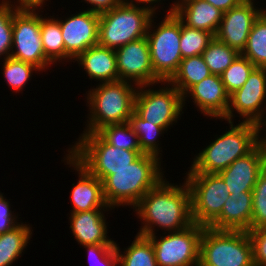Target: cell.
Returning <instances> with one entry per match:
<instances>
[{"label":"cell","instance_id":"obj_1","mask_svg":"<svg viewBox=\"0 0 266 266\" xmlns=\"http://www.w3.org/2000/svg\"><path fill=\"white\" fill-rule=\"evenodd\" d=\"M133 209L143 224L137 234L146 237L157 234L158 228L164 233L176 232L193 224L191 193L185 180L176 185L163 178Z\"/></svg>","mask_w":266,"mask_h":266},{"label":"cell","instance_id":"obj_2","mask_svg":"<svg viewBox=\"0 0 266 266\" xmlns=\"http://www.w3.org/2000/svg\"><path fill=\"white\" fill-rule=\"evenodd\" d=\"M161 158L143 153L126 168L113 171L103 182V195L107 205L134 208L140 199L163 178Z\"/></svg>","mask_w":266,"mask_h":266},{"label":"cell","instance_id":"obj_3","mask_svg":"<svg viewBox=\"0 0 266 266\" xmlns=\"http://www.w3.org/2000/svg\"><path fill=\"white\" fill-rule=\"evenodd\" d=\"M239 122H228L229 130L197 153L187 173H219L250 153L259 144L258 125Z\"/></svg>","mask_w":266,"mask_h":266},{"label":"cell","instance_id":"obj_4","mask_svg":"<svg viewBox=\"0 0 266 266\" xmlns=\"http://www.w3.org/2000/svg\"><path fill=\"white\" fill-rule=\"evenodd\" d=\"M98 84L86 93L90 112L84 133H95L110 124L129 122L134 112L137 85L122 80Z\"/></svg>","mask_w":266,"mask_h":266},{"label":"cell","instance_id":"obj_5","mask_svg":"<svg viewBox=\"0 0 266 266\" xmlns=\"http://www.w3.org/2000/svg\"><path fill=\"white\" fill-rule=\"evenodd\" d=\"M67 152L102 182L113 174V171L128 167L143 154L141 150L114 147L97 132L81 133Z\"/></svg>","mask_w":266,"mask_h":266},{"label":"cell","instance_id":"obj_6","mask_svg":"<svg viewBox=\"0 0 266 266\" xmlns=\"http://www.w3.org/2000/svg\"><path fill=\"white\" fill-rule=\"evenodd\" d=\"M170 7L158 25L154 22V17H157L153 15L146 34L153 71L161 81H169L183 59L180 50L181 19L172 10V4Z\"/></svg>","mask_w":266,"mask_h":266},{"label":"cell","instance_id":"obj_7","mask_svg":"<svg viewBox=\"0 0 266 266\" xmlns=\"http://www.w3.org/2000/svg\"><path fill=\"white\" fill-rule=\"evenodd\" d=\"M198 266H254L248 232L204 227Z\"/></svg>","mask_w":266,"mask_h":266},{"label":"cell","instance_id":"obj_8","mask_svg":"<svg viewBox=\"0 0 266 266\" xmlns=\"http://www.w3.org/2000/svg\"><path fill=\"white\" fill-rule=\"evenodd\" d=\"M152 17L146 9L121 2L99 15L98 45L115 50L146 37Z\"/></svg>","mask_w":266,"mask_h":266},{"label":"cell","instance_id":"obj_9","mask_svg":"<svg viewBox=\"0 0 266 266\" xmlns=\"http://www.w3.org/2000/svg\"><path fill=\"white\" fill-rule=\"evenodd\" d=\"M162 87H150V84L138 86L135 100L134 111L143 119L151 124L167 129L183 113V95L169 81H161ZM164 85V87H163ZM151 88V89H150ZM157 89V90H156ZM182 112V113H181Z\"/></svg>","mask_w":266,"mask_h":266},{"label":"cell","instance_id":"obj_10","mask_svg":"<svg viewBox=\"0 0 266 266\" xmlns=\"http://www.w3.org/2000/svg\"><path fill=\"white\" fill-rule=\"evenodd\" d=\"M41 9L20 7L14 13L10 57L33 64L45 72L52 63L45 57L41 41Z\"/></svg>","mask_w":266,"mask_h":266},{"label":"cell","instance_id":"obj_11","mask_svg":"<svg viewBox=\"0 0 266 266\" xmlns=\"http://www.w3.org/2000/svg\"><path fill=\"white\" fill-rule=\"evenodd\" d=\"M191 193V213L195 224L208 227L220 214L230 193L218 173H185Z\"/></svg>","mask_w":266,"mask_h":266},{"label":"cell","instance_id":"obj_12","mask_svg":"<svg viewBox=\"0 0 266 266\" xmlns=\"http://www.w3.org/2000/svg\"><path fill=\"white\" fill-rule=\"evenodd\" d=\"M205 226L193 223L164 236H147L155 252L157 266H198L200 240Z\"/></svg>","mask_w":266,"mask_h":266},{"label":"cell","instance_id":"obj_13","mask_svg":"<svg viewBox=\"0 0 266 266\" xmlns=\"http://www.w3.org/2000/svg\"><path fill=\"white\" fill-rule=\"evenodd\" d=\"M234 110L243 119L242 122L258 125L262 121L266 113L265 67H255L244 85L229 95L227 114L222 121L233 122Z\"/></svg>","mask_w":266,"mask_h":266},{"label":"cell","instance_id":"obj_14","mask_svg":"<svg viewBox=\"0 0 266 266\" xmlns=\"http://www.w3.org/2000/svg\"><path fill=\"white\" fill-rule=\"evenodd\" d=\"M119 80L137 86L155 85L161 80L154 74L146 37L115 49Z\"/></svg>","mask_w":266,"mask_h":266},{"label":"cell","instance_id":"obj_15","mask_svg":"<svg viewBox=\"0 0 266 266\" xmlns=\"http://www.w3.org/2000/svg\"><path fill=\"white\" fill-rule=\"evenodd\" d=\"M56 19L60 23L65 45L64 62H74L88 48L98 45L99 14L82 9L64 20Z\"/></svg>","mask_w":266,"mask_h":266},{"label":"cell","instance_id":"obj_16","mask_svg":"<svg viewBox=\"0 0 266 266\" xmlns=\"http://www.w3.org/2000/svg\"><path fill=\"white\" fill-rule=\"evenodd\" d=\"M255 0H245L223 13L215 38L239 53L245 49L254 22L264 12Z\"/></svg>","mask_w":266,"mask_h":266},{"label":"cell","instance_id":"obj_17","mask_svg":"<svg viewBox=\"0 0 266 266\" xmlns=\"http://www.w3.org/2000/svg\"><path fill=\"white\" fill-rule=\"evenodd\" d=\"M65 156L63 158V161L66 162L65 165L73 167L72 169L78 174L77 184H72L74 187L70 192L71 204L73 205L70 213L93 209H112L105 201L102 181L92 175L69 152Z\"/></svg>","mask_w":266,"mask_h":266},{"label":"cell","instance_id":"obj_18","mask_svg":"<svg viewBox=\"0 0 266 266\" xmlns=\"http://www.w3.org/2000/svg\"><path fill=\"white\" fill-rule=\"evenodd\" d=\"M266 166V146L259 143L250 153L238 158L218 174L230 194L253 191L261 170Z\"/></svg>","mask_w":266,"mask_h":266},{"label":"cell","instance_id":"obj_19","mask_svg":"<svg viewBox=\"0 0 266 266\" xmlns=\"http://www.w3.org/2000/svg\"><path fill=\"white\" fill-rule=\"evenodd\" d=\"M203 116L223 119L229 106V94L226 92L220 75L211 74L193 85L183 95V106L190 97Z\"/></svg>","mask_w":266,"mask_h":266},{"label":"cell","instance_id":"obj_20","mask_svg":"<svg viewBox=\"0 0 266 266\" xmlns=\"http://www.w3.org/2000/svg\"><path fill=\"white\" fill-rule=\"evenodd\" d=\"M112 209H93L90 211L70 213L71 233L81 246L90 244H116L108 237L105 213Z\"/></svg>","mask_w":266,"mask_h":266},{"label":"cell","instance_id":"obj_21","mask_svg":"<svg viewBox=\"0 0 266 266\" xmlns=\"http://www.w3.org/2000/svg\"><path fill=\"white\" fill-rule=\"evenodd\" d=\"M253 207L252 191L230 194L221 214L208 226L215 230L249 231Z\"/></svg>","mask_w":266,"mask_h":266},{"label":"cell","instance_id":"obj_22","mask_svg":"<svg viewBox=\"0 0 266 266\" xmlns=\"http://www.w3.org/2000/svg\"><path fill=\"white\" fill-rule=\"evenodd\" d=\"M172 10L191 28L205 30L214 36L221 23L223 12L205 0H176Z\"/></svg>","mask_w":266,"mask_h":266},{"label":"cell","instance_id":"obj_23","mask_svg":"<svg viewBox=\"0 0 266 266\" xmlns=\"http://www.w3.org/2000/svg\"><path fill=\"white\" fill-rule=\"evenodd\" d=\"M88 74L89 79H96L99 83L115 82L119 80L116 54L114 49L92 46L81 53L74 62Z\"/></svg>","mask_w":266,"mask_h":266},{"label":"cell","instance_id":"obj_24","mask_svg":"<svg viewBox=\"0 0 266 266\" xmlns=\"http://www.w3.org/2000/svg\"><path fill=\"white\" fill-rule=\"evenodd\" d=\"M32 231L30 224L21 222L12 230L0 234V266H12L18 261L32 238Z\"/></svg>","mask_w":266,"mask_h":266},{"label":"cell","instance_id":"obj_25","mask_svg":"<svg viewBox=\"0 0 266 266\" xmlns=\"http://www.w3.org/2000/svg\"><path fill=\"white\" fill-rule=\"evenodd\" d=\"M202 55L183 58L169 82L184 95L193 85L211 75Z\"/></svg>","mask_w":266,"mask_h":266},{"label":"cell","instance_id":"obj_26","mask_svg":"<svg viewBox=\"0 0 266 266\" xmlns=\"http://www.w3.org/2000/svg\"><path fill=\"white\" fill-rule=\"evenodd\" d=\"M50 17L41 15L40 32L45 57L55 65L65 60V45L59 21L54 18V15Z\"/></svg>","mask_w":266,"mask_h":266},{"label":"cell","instance_id":"obj_27","mask_svg":"<svg viewBox=\"0 0 266 266\" xmlns=\"http://www.w3.org/2000/svg\"><path fill=\"white\" fill-rule=\"evenodd\" d=\"M116 244V250L120 260V266H157L155 252L151 240L143 235L137 234L131 245L120 251Z\"/></svg>","mask_w":266,"mask_h":266},{"label":"cell","instance_id":"obj_28","mask_svg":"<svg viewBox=\"0 0 266 266\" xmlns=\"http://www.w3.org/2000/svg\"><path fill=\"white\" fill-rule=\"evenodd\" d=\"M129 123L134 133L138 136L141 151L161 158L162 153L160 152L162 150H160L161 147L158 140L166 130L161 126L143 120L135 111L132 113Z\"/></svg>","mask_w":266,"mask_h":266},{"label":"cell","instance_id":"obj_29","mask_svg":"<svg viewBox=\"0 0 266 266\" xmlns=\"http://www.w3.org/2000/svg\"><path fill=\"white\" fill-rule=\"evenodd\" d=\"M256 67L266 68V13L254 22L245 49L241 53Z\"/></svg>","mask_w":266,"mask_h":266},{"label":"cell","instance_id":"obj_30","mask_svg":"<svg viewBox=\"0 0 266 266\" xmlns=\"http://www.w3.org/2000/svg\"><path fill=\"white\" fill-rule=\"evenodd\" d=\"M240 53L215 37L202 52L204 62L212 74L221 75Z\"/></svg>","mask_w":266,"mask_h":266},{"label":"cell","instance_id":"obj_31","mask_svg":"<svg viewBox=\"0 0 266 266\" xmlns=\"http://www.w3.org/2000/svg\"><path fill=\"white\" fill-rule=\"evenodd\" d=\"M3 70L2 74L4 75L6 83L9 85L11 90L16 93L21 92L25 85L28 84L30 78L32 79L33 72L41 70L34 66L33 64L26 63L20 60H16L12 57H8L2 61Z\"/></svg>","mask_w":266,"mask_h":266},{"label":"cell","instance_id":"obj_32","mask_svg":"<svg viewBox=\"0 0 266 266\" xmlns=\"http://www.w3.org/2000/svg\"><path fill=\"white\" fill-rule=\"evenodd\" d=\"M97 133L114 147L125 150H141L138 136L129 122L104 126Z\"/></svg>","mask_w":266,"mask_h":266},{"label":"cell","instance_id":"obj_33","mask_svg":"<svg viewBox=\"0 0 266 266\" xmlns=\"http://www.w3.org/2000/svg\"><path fill=\"white\" fill-rule=\"evenodd\" d=\"M214 37L212 33L191 28L181 21L180 50L182 58L202 55Z\"/></svg>","mask_w":266,"mask_h":266},{"label":"cell","instance_id":"obj_34","mask_svg":"<svg viewBox=\"0 0 266 266\" xmlns=\"http://www.w3.org/2000/svg\"><path fill=\"white\" fill-rule=\"evenodd\" d=\"M256 66L241 53L220 75L226 92L230 95L241 88Z\"/></svg>","mask_w":266,"mask_h":266},{"label":"cell","instance_id":"obj_35","mask_svg":"<svg viewBox=\"0 0 266 266\" xmlns=\"http://www.w3.org/2000/svg\"><path fill=\"white\" fill-rule=\"evenodd\" d=\"M19 8L6 2L0 5V58L2 60L11 55L13 15Z\"/></svg>","mask_w":266,"mask_h":266},{"label":"cell","instance_id":"obj_36","mask_svg":"<svg viewBox=\"0 0 266 266\" xmlns=\"http://www.w3.org/2000/svg\"><path fill=\"white\" fill-rule=\"evenodd\" d=\"M252 195L253 207L250 230L266 226V166L258 176Z\"/></svg>","mask_w":266,"mask_h":266},{"label":"cell","instance_id":"obj_37","mask_svg":"<svg viewBox=\"0 0 266 266\" xmlns=\"http://www.w3.org/2000/svg\"><path fill=\"white\" fill-rule=\"evenodd\" d=\"M89 257L90 266H120L116 244L84 245Z\"/></svg>","mask_w":266,"mask_h":266},{"label":"cell","instance_id":"obj_38","mask_svg":"<svg viewBox=\"0 0 266 266\" xmlns=\"http://www.w3.org/2000/svg\"><path fill=\"white\" fill-rule=\"evenodd\" d=\"M252 243L254 266H266V226L248 231Z\"/></svg>","mask_w":266,"mask_h":266},{"label":"cell","instance_id":"obj_39","mask_svg":"<svg viewBox=\"0 0 266 266\" xmlns=\"http://www.w3.org/2000/svg\"><path fill=\"white\" fill-rule=\"evenodd\" d=\"M3 195L0 192V234L10 231L20 224V222H17L19 221L17 219L19 217L18 214L16 215L14 211H11L10 201Z\"/></svg>","mask_w":266,"mask_h":266},{"label":"cell","instance_id":"obj_40","mask_svg":"<svg viewBox=\"0 0 266 266\" xmlns=\"http://www.w3.org/2000/svg\"><path fill=\"white\" fill-rule=\"evenodd\" d=\"M85 3L90 4L91 7L87 10L96 14H102L118 6L122 0H84Z\"/></svg>","mask_w":266,"mask_h":266},{"label":"cell","instance_id":"obj_41","mask_svg":"<svg viewBox=\"0 0 266 266\" xmlns=\"http://www.w3.org/2000/svg\"><path fill=\"white\" fill-rule=\"evenodd\" d=\"M160 1L162 2V0H122V2H125L129 5L137 6L139 8L141 7L143 9H146L153 15H155V14L157 15L156 10L159 9V5H161V4H159V3H161ZM163 1H165V0H163ZM156 5H158V6H156Z\"/></svg>","mask_w":266,"mask_h":266},{"label":"cell","instance_id":"obj_42","mask_svg":"<svg viewBox=\"0 0 266 266\" xmlns=\"http://www.w3.org/2000/svg\"><path fill=\"white\" fill-rule=\"evenodd\" d=\"M212 4L217 9L221 10L223 13L229 9L241 4L245 0H205Z\"/></svg>","mask_w":266,"mask_h":266},{"label":"cell","instance_id":"obj_43","mask_svg":"<svg viewBox=\"0 0 266 266\" xmlns=\"http://www.w3.org/2000/svg\"><path fill=\"white\" fill-rule=\"evenodd\" d=\"M46 1L48 0H14L11 1V0H4V2L6 3H10V4H13L15 6H18V7H29V8H44L45 6H43V4L46 3ZM12 2V3H11Z\"/></svg>","mask_w":266,"mask_h":266},{"label":"cell","instance_id":"obj_44","mask_svg":"<svg viewBox=\"0 0 266 266\" xmlns=\"http://www.w3.org/2000/svg\"><path fill=\"white\" fill-rule=\"evenodd\" d=\"M266 115V114H265ZM265 118L262 119V121L258 124V129H259V143H262L263 145L266 146V116H264ZM265 127V128H264ZM264 128V130H263ZM261 130L265 131V134H263L262 136L260 134H262Z\"/></svg>","mask_w":266,"mask_h":266}]
</instances>
